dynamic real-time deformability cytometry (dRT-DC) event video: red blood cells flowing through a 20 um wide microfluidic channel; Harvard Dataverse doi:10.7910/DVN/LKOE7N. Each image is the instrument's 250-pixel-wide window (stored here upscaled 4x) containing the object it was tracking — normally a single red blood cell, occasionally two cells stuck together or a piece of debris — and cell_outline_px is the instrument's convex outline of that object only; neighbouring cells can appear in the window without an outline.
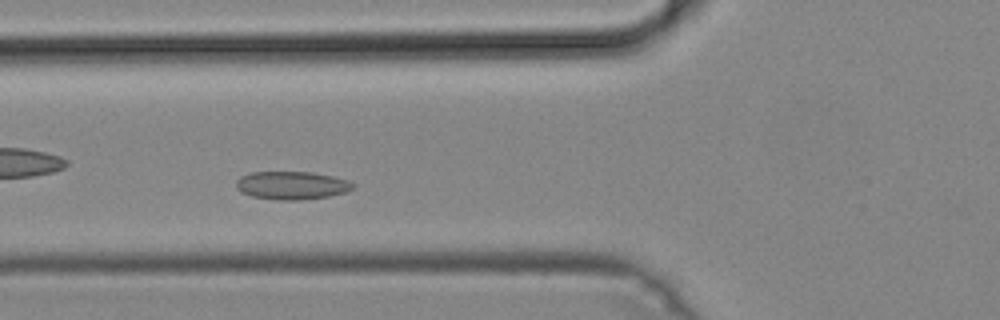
{"species": "common noctule bat (a hibernating species)", "species_latin": "Nyctalus noctula", "temperature_condition": "cold", "stored_images_in_passage": 51, "camera_frame_rate_fps": 3000, "um_per_image_px": 0.085, "animal": {"sex": "male", "body_mass_g": 19.2, "forearm_length_mm": 51.8}, "frame": {"image": 1, "passage_image": 19, "time_ms": 6.0, "image_size_px": [1000, 320], "cell_outline_px": [[356, 184], [348, 192], [328, 196], [300, 200], [276, 200], [252, 196], [240, 192], [236, 188], [236, 180], [240, 176], [252, 172], [312, 172], [332, 176], [348, 180]], "centroid_in_image_um": [24.79, 15.76], "position_along_channel_um": 101.0, "area_um2": 19.25}}
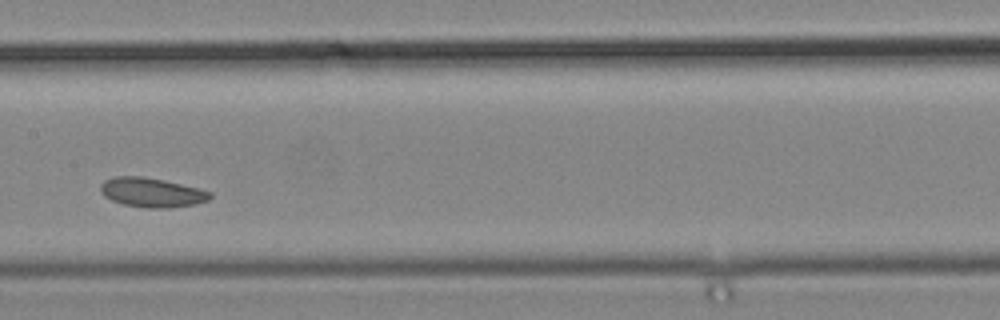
{"frame": {"image": 2, "passage_image": 26, "time_ms": 8.333, "image_size_px": [1000, 320], "cell_outline_px": [[212, 196], [208, 200], [196, 204], [168, 208], [148, 208], [124, 204], [112, 200], [104, 196], [100, 192], [100, 184], [104, 180], [116, 176], [140, 176], [164, 180], [200, 188], [212, 192]], "centroid_in_image_um": [12.91, 16.35], "position_along_channel_um": 194.5, "area_um2": 18.84}}
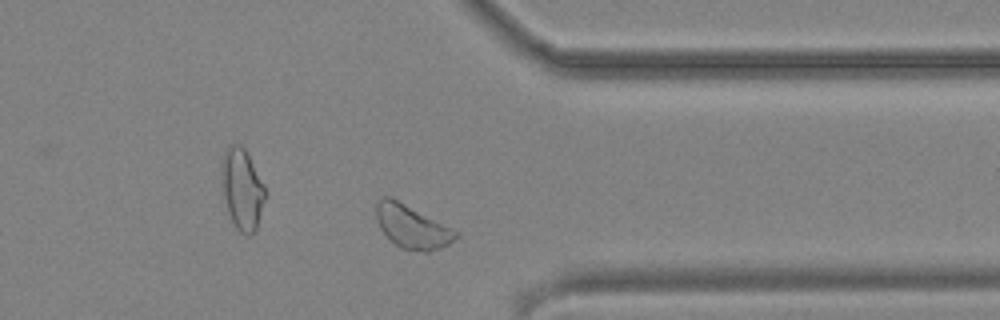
{"frame": {"image": 3, "passage_image": 40, "time_ms": 13.0, "image_size_px": [1000, 320], "cell_outline_px": [[460, 232], [448, 244], [440, 248], [428, 252], [424, 252], [400, 248], [380, 228], [376, 216], [376, 204], [380, 196], [392, 196]], "centroid_in_image_um": [35.01, 19.23], "position_along_channel_um": 376.4, "area_um2": 20.06}}